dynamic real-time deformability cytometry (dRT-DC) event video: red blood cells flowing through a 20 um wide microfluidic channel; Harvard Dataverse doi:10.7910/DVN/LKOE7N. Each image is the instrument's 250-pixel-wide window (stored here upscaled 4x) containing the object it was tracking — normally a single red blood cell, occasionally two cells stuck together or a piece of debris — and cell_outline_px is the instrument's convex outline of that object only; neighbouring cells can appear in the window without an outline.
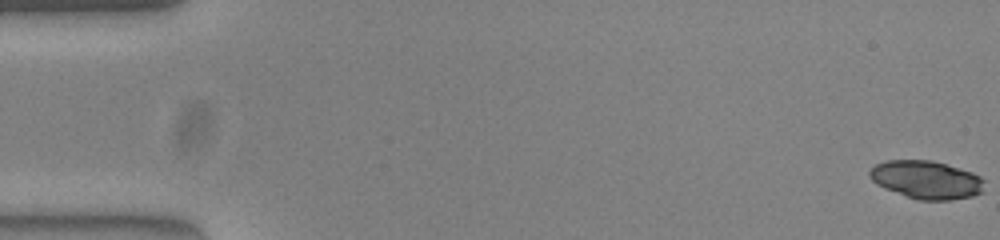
{"species": "common noctule bat (a hibernating species)", "species_latin": "Nyctalus noctula", "temperature_condition": "warm", "stored_images_in_passage": 53, "camera_frame_rate_fps": 3000, "um_per_image_px": 0.085, "animal": {"sex": "female", "body_mass_g": 23.0, "forearm_length_mm": 53.4}, "frame": {"image": 1, "passage_image": 1, "time_ms": 0.0, "image_size_px": [1000, 240], "cell_outline_px": [[984, 192], [972, 196], [948, 200], [920, 200], [884, 188], [876, 184], [868, 176], [868, 172], [876, 164], [884, 160], [932, 160], [972, 172], [980, 176], [984, 180]], "centroid_in_image_um": [78.75, 15.27], "position_along_channel_um": 6.3, "area_um2": 25.49}}
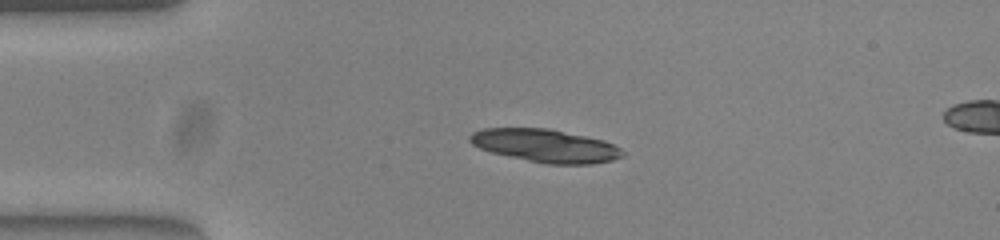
{"frame": {"image": 2, "passage_image": 13, "time_ms": 4.0, "image_size_px": [1000, 240], "cell_outline_px": [[624, 156], [612, 160], [592, 164], [548, 164], [528, 160], [492, 152], [480, 148], [472, 144], [468, 140], [468, 136], [472, 132], [484, 128], [548, 128], [604, 140], [620, 148], [624, 152]], "centroid_in_image_um": [46.36, 12.38], "position_along_channel_um": 38.6, "area_um2": 29.25}, "authors_computed_cell_mechanics": {"area_um2": 25.5476, "velocity_mm_per_s": 3.8793, "shape_relaxation_time_tau1_ms": 0.4594, "shape_relaxation_time_tau2_ms": 0.7621, "deformation_change_tau1": 0.2724, "deformation_change_tau2": 0.0579}}